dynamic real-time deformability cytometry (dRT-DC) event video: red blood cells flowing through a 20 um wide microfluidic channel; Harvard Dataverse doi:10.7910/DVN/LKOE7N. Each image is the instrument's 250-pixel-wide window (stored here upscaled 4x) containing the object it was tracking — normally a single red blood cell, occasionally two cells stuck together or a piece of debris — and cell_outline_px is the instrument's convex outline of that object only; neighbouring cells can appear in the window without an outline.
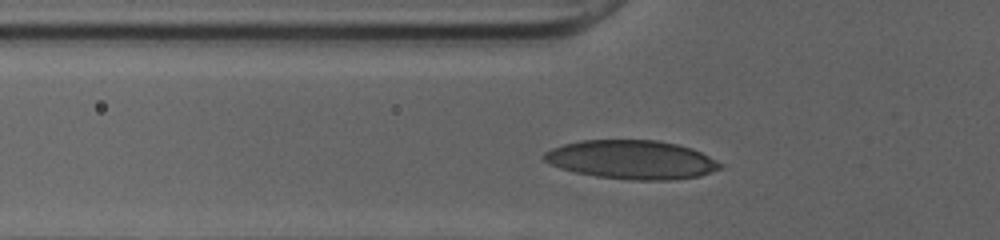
{"species": "human", "species_latin": "Homo sapiens", "temperature_condition": "cold", "stored_images_in_passage": 32, "camera_frame_rate_fps": 3000, "um_per_image_px": 0.085, "donor": {"sex": "female"}, "frame": {"image": 1, "passage_image": 8, "time_ms": 2.333, "image_size_px": [1000, 240], "cell_outline_px": [[724, 168], [700, 176], [676, 180], [632, 180], [596, 176], [576, 172], [560, 168], [544, 160], [544, 152], [552, 148], [564, 144], [580, 140], [656, 140], [676, 144], [692, 148], [724, 164]], "centroid_in_image_um": [53.74, 13.58], "position_along_channel_um": 72.1, "area_um2": 39.88}}
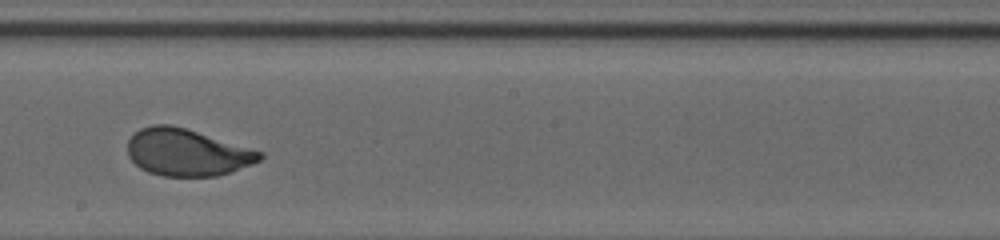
{"frame": {"image": 2, "passage_image": 20, "time_ms": 6.333, "image_size_px": [1000, 240], "cell_outline_px": [[264, 156], [260, 160], [252, 164], [232, 172], [216, 176], [164, 176], [148, 172], [140, 168], [128, 156], [128, 140], [140, 128], [152, 124], [168, 124], [184, 128], [264, 152]], "centroid_in_image_um": [15.9, 12.96], "position_along_channel_um": 232.3, "area_um2": 36.07}}
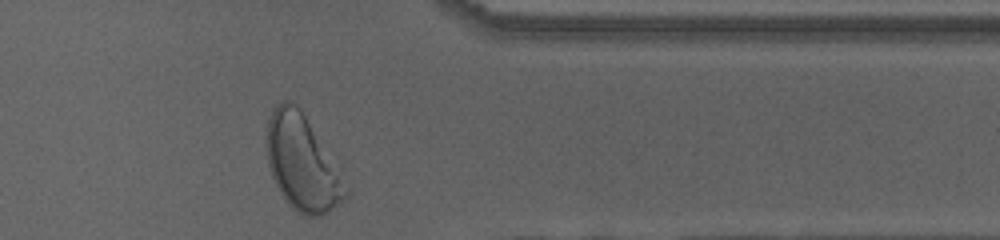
{"frame": {"image": 3, "passage_image": 32, "time_ms": 10.333, "image_size_px": [1000, 240], "cell_outline_px": [[348, 196], [328, 212], [320, 216], [308, 216], [292, 208], [288, 204], [280, 192], [272, 176], [268, 164], [264, 144], [268, 120], [276, 104], [284, 100], [288, 100], [296, 104], [300, 108], [348, 192]], "centroid_in_image_um": [25.58, 13.85], "position_along_channel_um": 385.8, "area_um2": 42.43}, "authors_computed_cell_mechanics": {"area_um2": 36.8186, "velocity_mm_per_s": 4.0067, "shape_relaxation_time_tau1_ms": 3.2516, "shape_relaxation_time_tau2_ms": null, "deformation_change_tau1": 0.1674, "deformation_change_tau2": null}}